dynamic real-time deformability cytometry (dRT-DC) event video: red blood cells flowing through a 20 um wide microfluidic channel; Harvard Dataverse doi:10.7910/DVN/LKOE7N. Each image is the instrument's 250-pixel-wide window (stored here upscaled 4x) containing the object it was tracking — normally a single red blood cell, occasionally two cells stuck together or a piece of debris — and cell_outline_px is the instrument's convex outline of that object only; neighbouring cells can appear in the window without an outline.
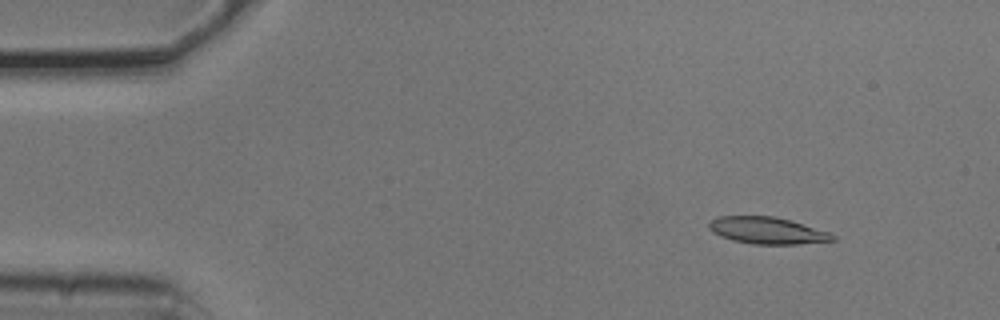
{"species": "common noctule bat (a hibernating species)", "species_latin": "Nyctalus noctula", "temperature_condition": "cold", "stored_images_in_passage": 4, "camera_frame_rate_fps": 3000, "um_per_image_px": 0.085, "animal": {"sex": "male", "body_mass_g": 20.5, "forearm_length_mm": 52.5}, "frame": {"image": 1, "passage_image": 2, "time_ms": 0.333, "image_size_px": [1000, 320], "cell_outline_px": [[836, 240], [800, 244], [752, 244], [732, 240], [720, 236], [712, 232], [708, 228], [708, 224], [712, 220], [720, 216], [776, 216], [828, 232], [836, 236]], "centroid_in_image_um": [65.19, 19.6], "position_along_channel_um": 19.8, "area_um2": 19.25}}
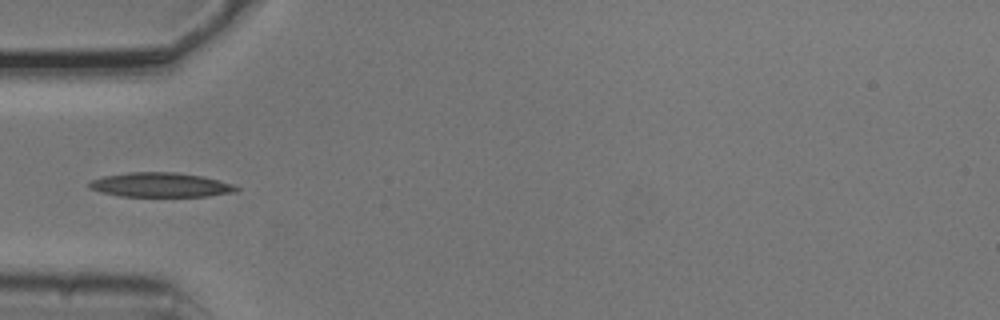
{"frame": {"image": 2, "passage_image": 4, "time_ms": 1.0, "image_size_px": [1000, 320], "cell_outline_px": [[240, 188], [236, 192], [208, 196], [120, 196], [100, 192], [88, 188], [88, 184], [92, 180], [104, 176], [128, 172], [176, 172], [200, 176], [232, 184]], "centroid_in_image_um": [13.61, 15.72], "position_along_channel_um": 71.4, "area_um2": 20.81}}